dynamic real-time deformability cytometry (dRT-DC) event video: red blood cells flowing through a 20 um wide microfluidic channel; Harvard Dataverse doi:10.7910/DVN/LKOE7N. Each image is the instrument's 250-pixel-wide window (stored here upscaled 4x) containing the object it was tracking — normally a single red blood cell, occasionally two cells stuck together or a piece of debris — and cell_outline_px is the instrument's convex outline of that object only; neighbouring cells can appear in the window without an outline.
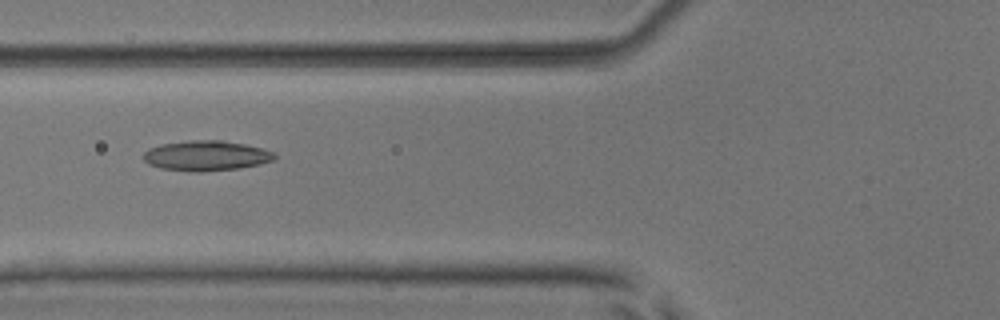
{"species": "common noctule bat (a hibernating species)", "species_latin": "Nyctalus noctula", "temperature_condition": "room temperature", "stored_images_in_passage": 4, "camera_frame_rate_fps": 3000, "um_per_image_px": 0.085, "animal": {"sex": "male", "body_mass_g": 17.9, "forearm_length_mm": 54.2}, "frame": {"image": 1, "passage_image": 4, "time_ms": 1.0, "image_size_px": [1000, 320], "cell_outline_px": [[276, 160], [240, 168], [200, 172], [196, 172], [160, 168], [148, 164], [144, 160], [144, 152], [148, 148], [160, 144], [188, 140], [224, 140], [244, 144], [260, 148], [272, 152], [276, 156]], "centroid_in_image_um": [17.5, 13.23], "position_along_channel_um": 108.3, "area_um2": 23.06}}